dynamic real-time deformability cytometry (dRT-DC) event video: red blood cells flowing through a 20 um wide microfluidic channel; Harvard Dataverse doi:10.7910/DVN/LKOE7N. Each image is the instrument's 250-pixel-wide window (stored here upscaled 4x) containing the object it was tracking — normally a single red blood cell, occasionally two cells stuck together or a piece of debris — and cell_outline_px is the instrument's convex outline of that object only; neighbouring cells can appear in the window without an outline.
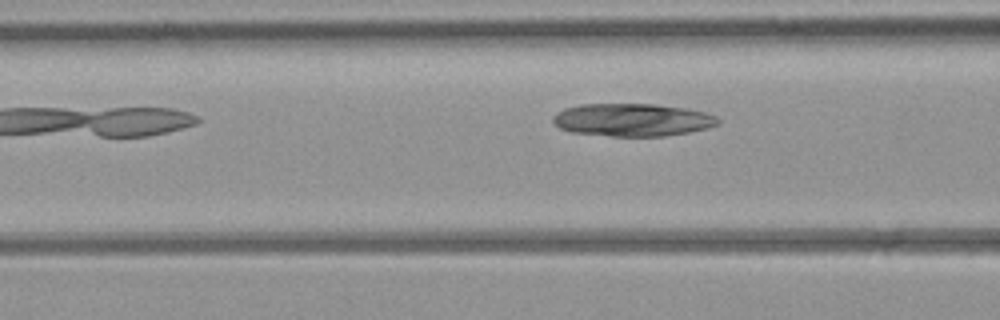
{"species": "common noctule bat (a hibernating species)", "species_latin": "Nyctalus noctula", "temperature_condition": "room temperature", "stored_images_in_passage": 4, "camera_frame_rate_fps": 3000, "um_per_image_px": 0.085, "animal": {"sex": "female", "body_mass_g": 21.9}, "frame": {"image": 1, "passage_image": 3, "time_ms": 2.333, "image_size_px": [1000, 320], "cell_outline_px": [[720, 124], [708, 128], [688, 132], [664, 136], [612, 136], [572, 132], [560, 128], [552, 120], [552, 116], [556, 112], [564, 108], [580, 104], [656, 104], [688, 108], [704, 112], [716, 116], [720, 120]], "centroid_in_image_um": [53.77, 10.18], "position_along_channel_um": 112.8, "area_um2": 31.67}}